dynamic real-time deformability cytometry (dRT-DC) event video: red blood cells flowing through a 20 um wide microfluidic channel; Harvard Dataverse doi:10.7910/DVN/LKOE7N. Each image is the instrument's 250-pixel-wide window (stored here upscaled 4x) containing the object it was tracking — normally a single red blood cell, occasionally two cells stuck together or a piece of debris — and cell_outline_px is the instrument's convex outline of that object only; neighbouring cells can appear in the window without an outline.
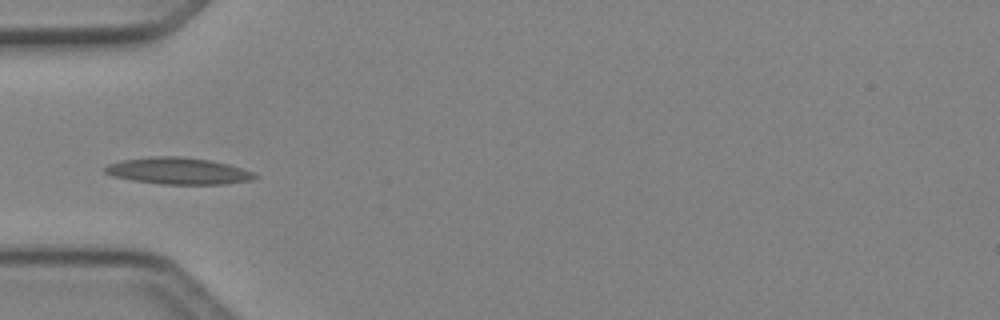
{"species": "Egyptian fruit bat (a non-hibernating species)", "species_latin": "Rousettus aegyptiacus", "temperature_condition": "cold", "stored_images_in_passage": 4, "camera_frame_rate_fps": 3000, "um_per_image_px": 0.085, "animal": {"sex": "female"}, "frame": {"image": 1, "passage_image": 4, "time_ms": 1.0, "image_size_px": [1000, 320], "cell_outline_px": [[256, 176], [252, 180], [224, 184], [160, 184], [132, 180], [112, 176], [104, 172], [104, 168], [108, 164], [124, 160], [152, 156], [176, 156], [208, 160], [228, 164], [252, 172]], "centroid_in_image_um": [15.11, 14.53], "position_along_channel_um": 69.9, "area_um2": 23.0}}